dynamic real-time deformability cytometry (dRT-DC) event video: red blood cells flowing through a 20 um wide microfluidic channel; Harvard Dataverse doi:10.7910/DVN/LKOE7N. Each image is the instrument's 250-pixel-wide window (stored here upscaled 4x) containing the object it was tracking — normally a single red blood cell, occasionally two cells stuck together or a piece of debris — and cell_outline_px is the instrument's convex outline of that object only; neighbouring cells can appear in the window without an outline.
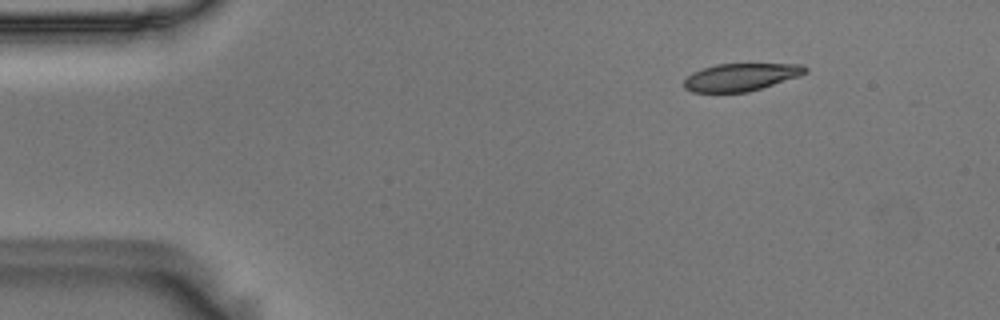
{"species": "Egyptian fruit bat (a non-hibernating species)", "species_latin": "Rousettus aegyptiacus", "temperature_condition": "room temperature", "stored_images_in_passage": 49, "camera_frame_rate_fps": 3000, "um_per_image_px": 0.085, "animal": {"sex": "male"}, "frame": {"image": 1, "passage_image": 1, "time_ms": 0.0, "image_size_px": [1000, 320], "cell_outline_px": [[808, 72], [800, 76], [748, 92], [692, 92], [684, 88], [684, 80], [692, 72], [700, 68], [716, 64], [804, 64], [808, 68]], "centroid_in_image_um": [62.98, 6.54], "position_along_channel_um": 22.0, "area_um2": 19.59}}
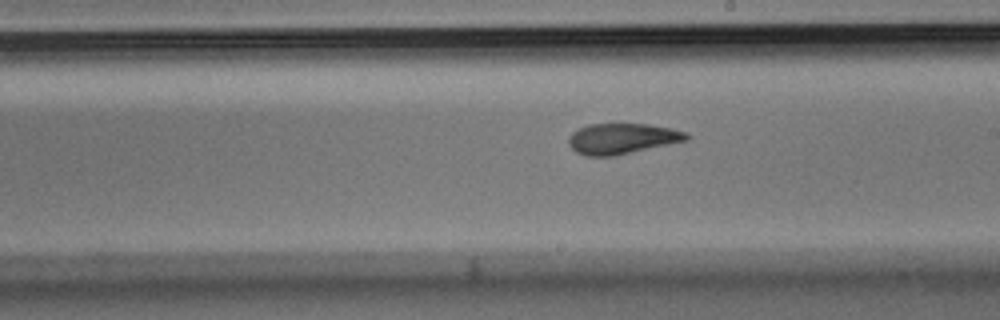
{"frame": {"image": 2, "passage_image": 25, "time_ms": 8.0, "image_size_px": [1000, 320], "cell_outline_px": [[692, 136], [688, 140], [612, 156], [588, 156], [576, 152], [568, 144], [568, 136], [572, 132], [588, 124], [648, 124], [672, 128], [688, 132]], "centroid_in_image_um": [52.9, 11.77], "position_along_channel_um": 236.1, "area_um2": 21.04}}
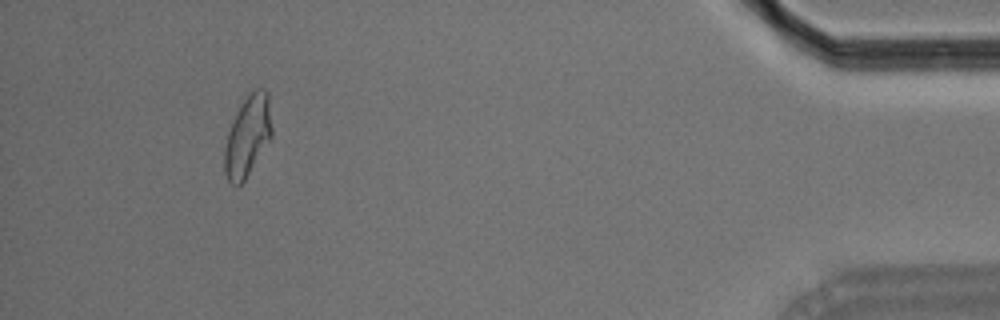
{"frame": {"image": 3, "passage_image": 45, "time_ms": 14.667, "image_size_px": [1000, 320], "cell_outline_px": [[272, 136], [244, 180], [236, 188], [228, 180], [224, 172], [224, 148], [228, 132], [248, 92], [256, 88], [264, 88], [268, 92], [272, 128]], "centroid_in_image_um": [21.06, 11.56], "position_along_channel_um": 414.1, "area_um2": 22.02}, "authors_computed_cell_mechanics": {"area_um2": 21.4438, "velocity_mm_per_s": 3.634, "shape_relaxation_time_tau1_ms": 8.123, "shape_relaxation_time_tau2_ms": 2.4494, "deformation_change_tau1": 0.1859, "deformation_change_tau2": 0.0801}}